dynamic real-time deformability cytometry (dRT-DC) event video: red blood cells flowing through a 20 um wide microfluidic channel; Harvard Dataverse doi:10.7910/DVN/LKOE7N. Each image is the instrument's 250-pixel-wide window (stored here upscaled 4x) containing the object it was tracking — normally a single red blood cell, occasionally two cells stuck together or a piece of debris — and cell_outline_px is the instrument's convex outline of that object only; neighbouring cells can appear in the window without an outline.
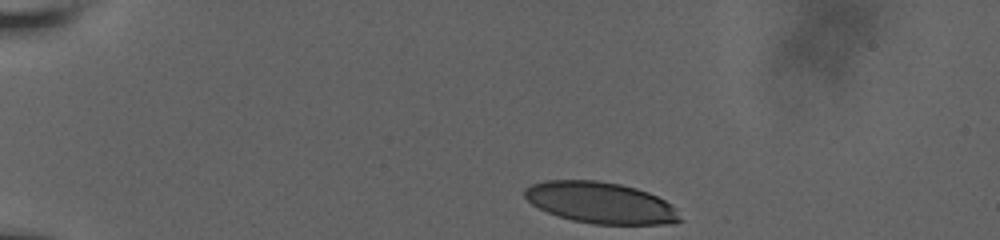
{"species": "human", "species_latin": "Homo sapiens", "temperature_condition": "room temperature", "stored_images_in_passage": 38, "camera_frame_rate_fps": 3000, "um_per_image_px": 0.085, "donor": {"sex": "male"}, "frame": {"image": 1, "passage_image": 1, "time_ms": 0.0, "image_size_px": [1000, 240], "cell_outline_px": [[684, 220], [672, 224], [592, 224], [572, 220], [548, 212], [532, 204], [524, 196], [524, 188], [532, 184], [544, 180], [596, 180], [620, 184], [636, 188], [648, 192], [664, 200], [676, 208]], "centroid_in_image_um": [51.07, 17.23], "position_along_channel_um": 33.9, "area_um2": 37.45}}
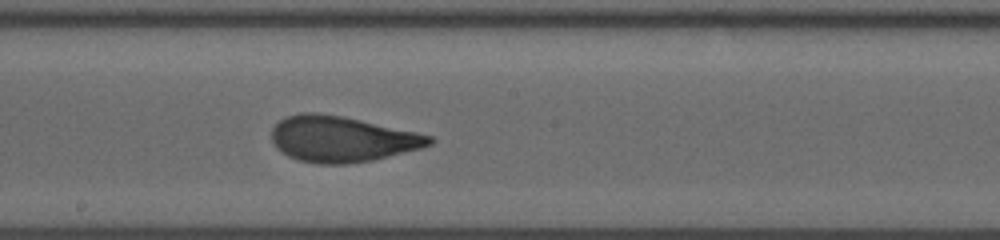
{"frame": {"image": 2, "passage_image": 22, "time_ms": 7.0, "image_size_px": [1000, 240], "cell_outline_px": [[436, 140], [432, 144], [420, 148], [372, 160], [348, 164], [320, 164], [300, 160], [288, 156], [276, 148], [272, 140], [272, 128], [280, 120], [288, 116], [300, 112], [316, 112], [344, 116], [416, 132], [432, 136]], "centroid_in_image_um": [29.05, 11.81], "position_along_channel_um": 219.2, "area_um2": 42.02}}
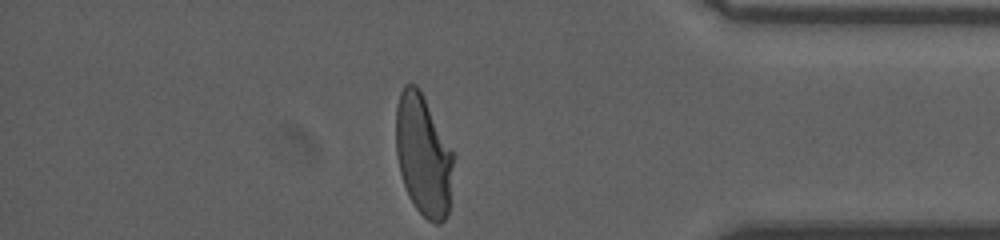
{"frame": {"image": 3, "passage_image": 38, "time_ms": 12.333, "image_size_px": [1000, 240], "cell_outline_px": [[456, 156], [448, 212], [444, 220], [440, 224], [436, 224], [428, 220], [416, 208], [408, 196], [400, 172], [396, 156], [396, 104], [400, 92], [404, 84], [416, 84], [420, 88]], "centroid_in_image_um": [36.0, 13.18], "position_along_channel_um": 399.2, "area_um2": 41.33}, "authors_computed_cell_mechanics": {"area_um2": 41.7316, "velocity_mm_per_s": 3.7891, "shape_relaxation_time_tau1_ms": 5.936, "shape_relaxation_time_tau2_ms": 0.8396, "deformation_change_tau1": 0.2175, "deformation_change_tau2": 0.0661}}